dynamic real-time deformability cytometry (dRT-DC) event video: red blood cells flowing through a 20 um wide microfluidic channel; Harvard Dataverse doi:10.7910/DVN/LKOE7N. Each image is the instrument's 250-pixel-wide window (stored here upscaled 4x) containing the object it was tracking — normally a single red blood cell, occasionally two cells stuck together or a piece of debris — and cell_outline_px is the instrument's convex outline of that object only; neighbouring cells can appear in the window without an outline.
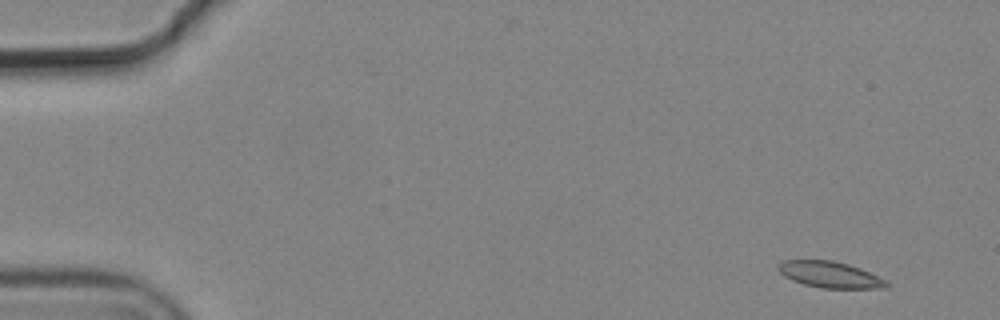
{"species": "common noctule bat (a hibernating species)", "species_latin": "Nyctalus noctula", "temperature_condition": "cold", "stored_images_in_passage": 7, "camera_frame_rate_fps": 3000, "um_per_image_px": 0.085, "animal": {"sex": "male", "body_mass_g": 19.2, "forearm_length_mm": 51.8}, "frame": {"image": 1, "passage_image": 1, "time_ms": 0.0, "image_size_px": [1000, 320], "cell_outline_px": [[892, 284], [884, 288], [820, 288], [804, 284], [792, 280], [784, 276], [776, 268], [784, 260], [832, 260], [848, 264], [860, 268]], "centroid_in_image_um": [70.53, 23.34], "position_along_channel_um": 14.5, "area_um2": 16.42}}
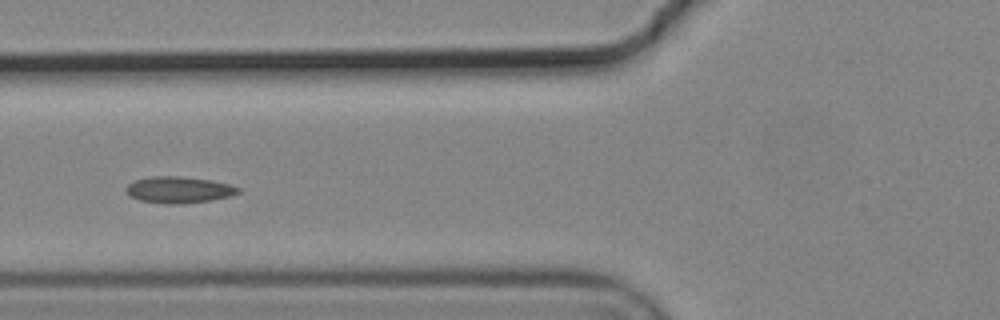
{"frame": {"image": 2, "passage_image": 5, "time_ms": 1.333, "image_size_px": [1000, 320], "cell_outline_px": [[240, 192], [228, 196], [212, 200], [176, 204], [168, 204], [140, 200], [128, 196], [124, 192], [124, 188], [128, 184], [136, 180], [152, 176], [176, 176], [212, 180], [228, 184], [240, 188]], "centroid_in_image_um": [15.15, 16.13], "position_along_channel_um": 110.7, "area_um2": 17.22}}
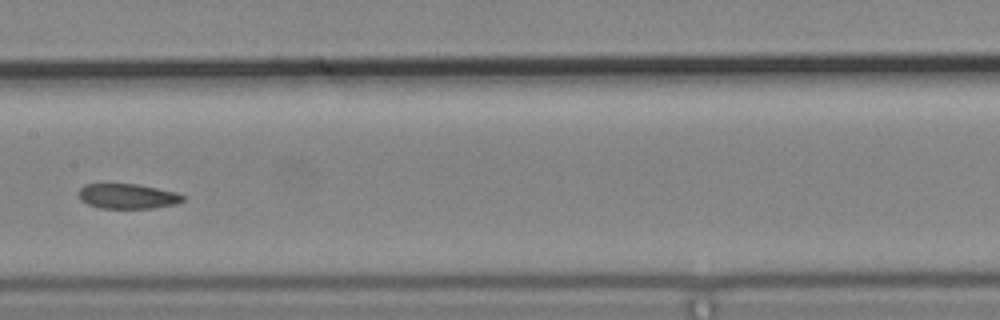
{"frame": {"image": 3, "passage_image": 7, "time_ms": 2.0, "image_size_px": [1000, 320], "cell_outline_px": [[184, 200], [176, 204], [152, 208], [100, 208], [88, 204], [80, 200], [76, 192], [84, 184], [136, 184], [176, 192], [184, 196]], "centroid_in_image_um": [10.8, 16.68], "position_along_channel_um": 196.6, "area_um2": 15.2}}